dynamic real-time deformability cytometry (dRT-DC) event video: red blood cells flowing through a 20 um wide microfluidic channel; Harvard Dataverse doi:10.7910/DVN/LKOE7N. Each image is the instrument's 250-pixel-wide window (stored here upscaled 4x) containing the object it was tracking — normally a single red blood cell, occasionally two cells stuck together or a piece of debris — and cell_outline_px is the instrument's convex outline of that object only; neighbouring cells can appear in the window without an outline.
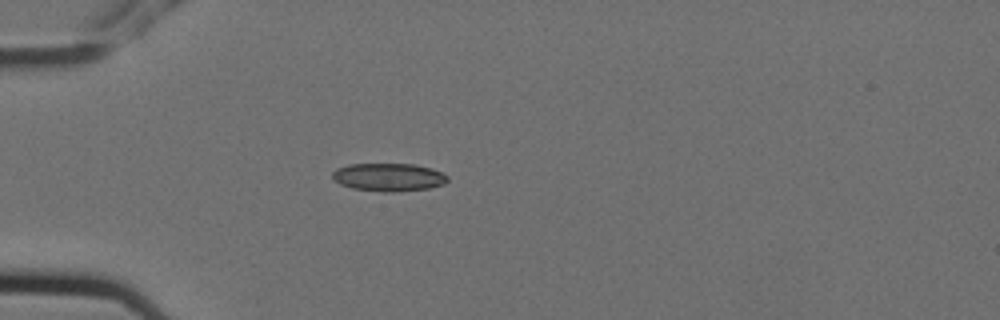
{"species": "Egyptian fruit bat (a non-hibernating species)", "species_latin": "Rousettus aegyptiacus", "temperature_condition": "cold", "stored_images_in_passage": 7, "camera_frame_rate_fps": 3000, "um_per_image_px": 0.085, "animal": {"sex": "female"}, "frame": {"image": 1, "passage_image": 7, "time_ms": 2.0, "image_size_px": [1000, 320], "cell_outline_px": [[448, 180], [444, 184], [428, 188], [396, 192], [384, 192], [352, 188], [340, 184], [332, 180], [332, 172], [336, 168], [348, 164], [416, 164], [432, 168], [448, 176]], "centroid_in_image_um": [33.01, 15.06], "position_along_channel_um": 52.0, "area_um2": 18.96}}